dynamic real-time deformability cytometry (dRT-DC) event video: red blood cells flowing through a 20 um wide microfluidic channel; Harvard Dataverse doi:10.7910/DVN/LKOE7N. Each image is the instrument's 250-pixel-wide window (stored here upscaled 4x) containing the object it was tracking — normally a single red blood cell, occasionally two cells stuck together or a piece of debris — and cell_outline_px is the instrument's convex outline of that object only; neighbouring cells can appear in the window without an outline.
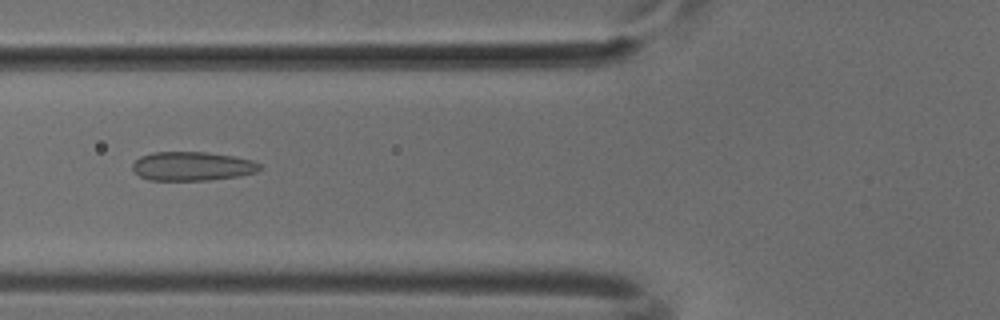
{"species": "common noctule bat (a hibernating species)", "species_latin": "Nyctalus noctula", "temperature_condition": "cold", "stored_images_in_passage": 31, "camera_frame_rate_fps": 3000, "um_per_image_px": 0.085, "animal": {"sex": "male", "body_mass_g": 18.8}, "frame": {"image": 1, "passage_image": 5, "time_ms": 1.333, "image_size_px": [1000, 320], "cell_outline_px": [[260, 168], [256, 172], [240, 176], [208, 180], [148, 180], [140, 176], [132, 168], [132, 164], [140, 156], [152, 152], [208, 152], [236, 156], [252, 160], [260, 164]], "centroid_in_image_um": [16.34, 14.12], "position_along_channel_um": 109.5, "area_um2": 21.56}}
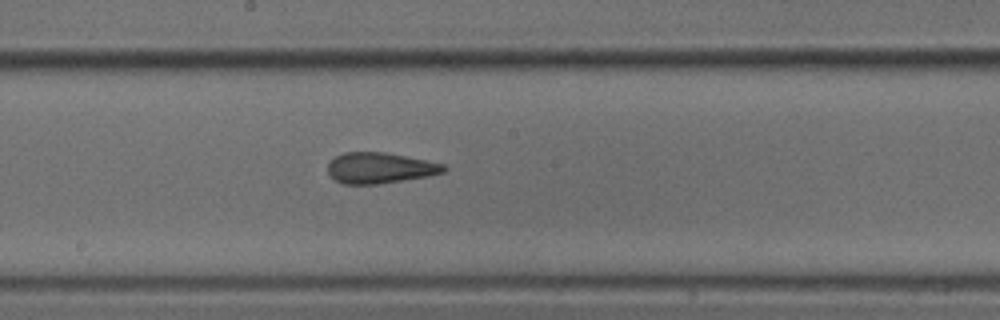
{"frame": {"image": 2, "passage_image": 13, "time_ms": 4.0, "image_size_px": [1000, 320], "cell_outline_px": [[448, 168], [444, 172], [428, 176], [380, 184], [344, 184], [336, 180], [328, 172], [328, 164], [336, 156], [344, 152], [384, 152], [444, 164]], "centroid_in_image_um": [32.3, 14.28], "position_along_channel_um": 215.9, "area_um2": 20.63}}
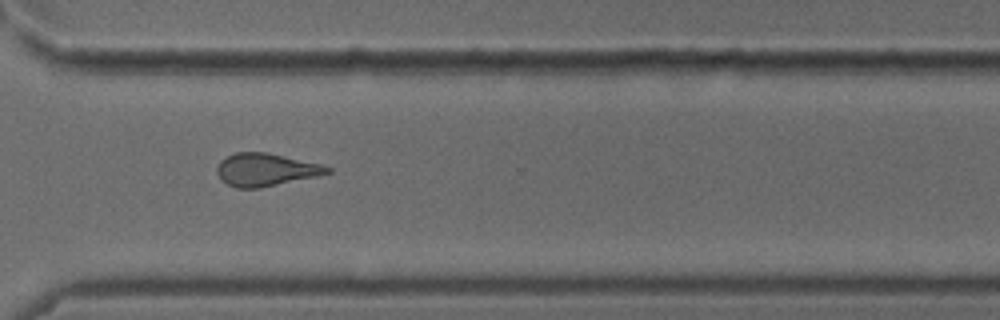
{"frame": {"image": 3, "passage_image": 23, "time_ms": 7.333, "image_size_px": [1000, 320], "cell_outline_px": [[332, 172], [316, 176], [260, 188], [236, 188], [228, 184], [216, 172], [216, 168], [220, 160], [236, 152], [268, 152], [320, 164], [332, 168]], "centroid_in_image_um": [22.58, 14.42], "position_along_channel_um": 348.0, "area_um2": 20.87}}